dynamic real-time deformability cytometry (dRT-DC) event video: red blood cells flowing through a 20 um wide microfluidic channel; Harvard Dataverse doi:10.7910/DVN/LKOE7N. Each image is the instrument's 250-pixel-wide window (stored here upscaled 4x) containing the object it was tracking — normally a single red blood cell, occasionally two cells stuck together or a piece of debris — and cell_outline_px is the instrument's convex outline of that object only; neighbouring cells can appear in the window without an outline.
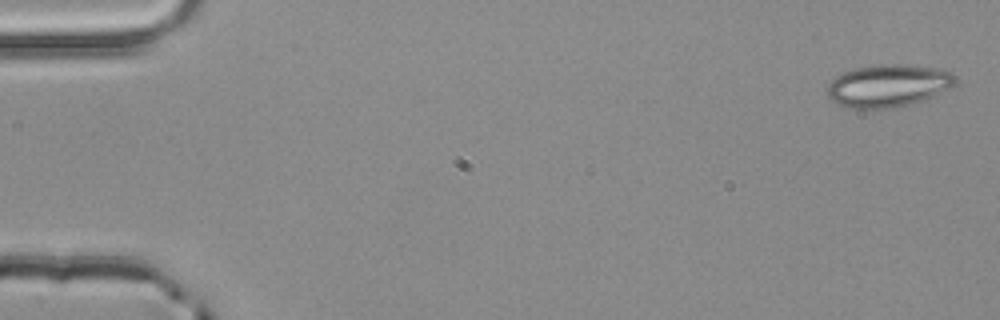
{"species": "common noctule bat (a hibernating species)", "species_latin": "Nyctalus noctula", "temperature_condition": "room temperature", "stored_images_in_passage": 4, "camera_frame_rate_fps": 3000, "um_per_image_px": 0.085, "animal": {"sex": "male", "body_mass_g": 20.4}, "frame": {"image": 1, "passage_image": 1, "time_ms": 0.0, "image_size_px": [1000, 320], "cell_outline_px": [[956, 80], [948, 88], [932, 96], [908, 104], [892, 108], [852, 108], [840, 104], [832, 100], [828, 96], [828, 84], [836, 76], [844, 72], [856, 68], [880, 64], [900, 64], [940, 68], [952, 72], [956, 76]], "centroid_in_image_um": [75.49, 7.26], "position_along_channel_um": 9.5, "area_um2": 31.27}}
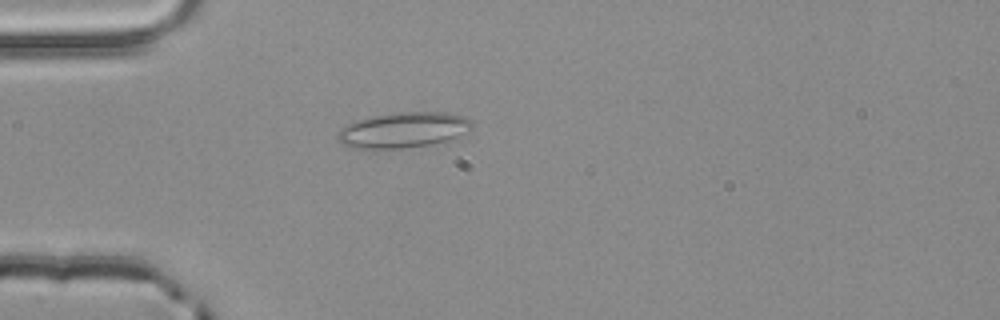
{"frame": {"image": 2, "passage_image": 4, "time_ms": 1.0, "image_size_px": [1000, 320], "cell_outline_px": [[472, 128], [460, 140], [404, 148], [352, 148], [344, 144], [336, 136], [336, 132], [340, 128], [356, 120], [368, 116], [400, 112], [448, 112], [468, 116], [472, 120]], "centroid_in_image_um": [34.4, 11.04], "position_along_channel_um": 50.6, "area_um2": 28.61}}